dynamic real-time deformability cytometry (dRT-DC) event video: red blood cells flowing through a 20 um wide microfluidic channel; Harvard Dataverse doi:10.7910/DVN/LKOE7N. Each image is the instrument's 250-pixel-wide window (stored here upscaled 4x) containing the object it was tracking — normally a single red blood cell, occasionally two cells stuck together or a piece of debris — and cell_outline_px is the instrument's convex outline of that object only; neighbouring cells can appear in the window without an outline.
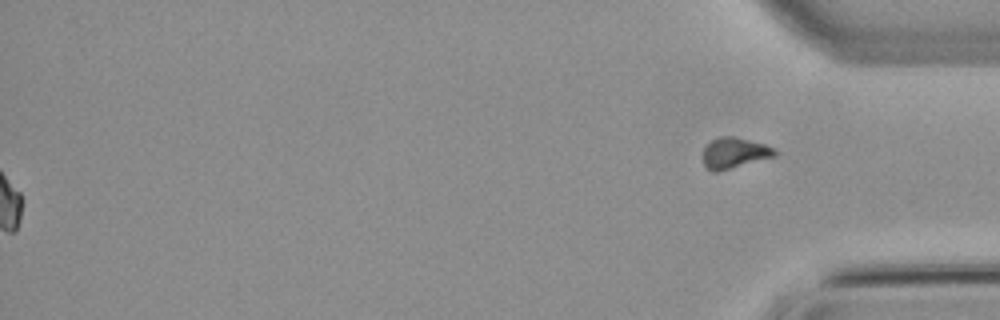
{"species": "common noctule bat (a hibernating species)", "species_latin": "Nyctalus noctula", "temperature_condition": "warm", "stored_images_in_passage": 41, "segment_of_instrument_passage": [2, 2], "camera_frame_rate_fps": 3000, "um_per_image_px": 0.085, "animal": {"sex": "male", "body_mass_g": 21.5, "forearm_length_mm": 52.0}, "frame": {"image": 1, "passage_image": 41, "time_ms": 13.333, "image_size_px": [1000, 320], "cell_outline_px": [[780, 152], [776, 156], [716, 172], [712, 172], [704, 164], [704, 148], [712, 140], [720, 136], [732, 136], [764, 144], [776, 148]], "centroid_in_image_um": [62.47, 13.0], "position_along_channel_um": 372.7, "area_um2": 12.77}}